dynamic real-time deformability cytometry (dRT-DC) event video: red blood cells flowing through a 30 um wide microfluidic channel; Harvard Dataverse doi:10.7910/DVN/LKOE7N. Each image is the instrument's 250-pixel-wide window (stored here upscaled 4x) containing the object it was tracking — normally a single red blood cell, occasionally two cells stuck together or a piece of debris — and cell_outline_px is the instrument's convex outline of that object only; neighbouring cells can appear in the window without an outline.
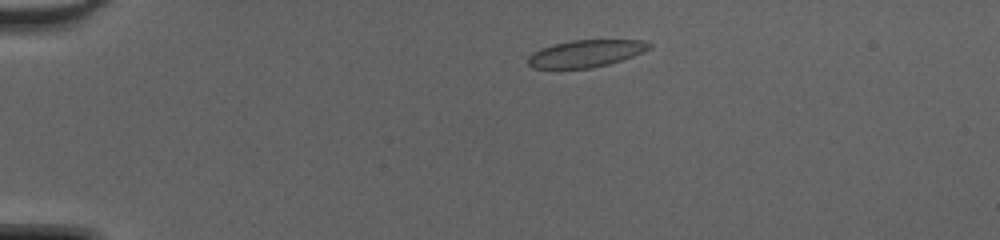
{"species": "common noctule bat (a hibernating species)", "species_latin": "Nyctalus noctula", "temperature_condition": "cold", "stored_images_in_passage": 39, "camera_frame_rate_fps": 3000, "um_per_image_px": 0.085, "animal": {"sex": "female", "body_mass_g": 20.0, "forearm_length_mm": 54.0}, "frame": {"image": 1, "passage_image": 1, "time_ms": 0.0, "image_size_px": [1000, 240], "cell_outline_px": [[652, 48], [644, 52], [608, 64], [592, 68], [532, 68], [528, 64], [528, 56], [532, 52], [540, 48], [572, 40], [640, 40], [652, 44]], "centroid_in_image_um": [49.79, 4.55], "position_along_channel_um": 35.2, "area_um2": 19.07}}
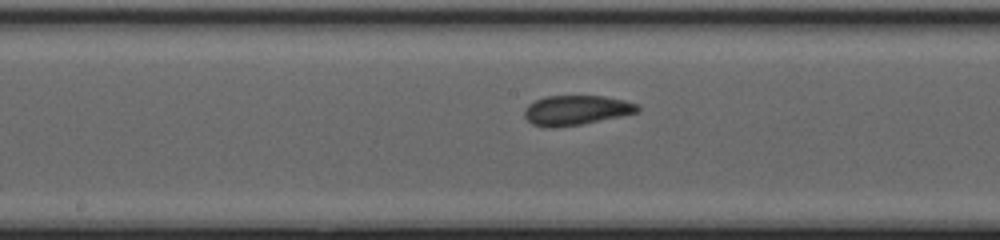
{"frame": {"image": 2, "passage_image": 17, "time_ms": 5.333, "image_size_px": [1000, 240], "cell_outline_px": [[640, 108], [636, 112], [620, 116], [580, 124], [548, 128], [544, 128], [532, 124], [524, 116], [524, 112], [528, 104], [544, 96], [604, 96], [624, 100], [636, 104]], "centroid_in_image_um": [48.92, 9.36], "position_along_channel_um": 199.3, "area_um2": 19.36}}
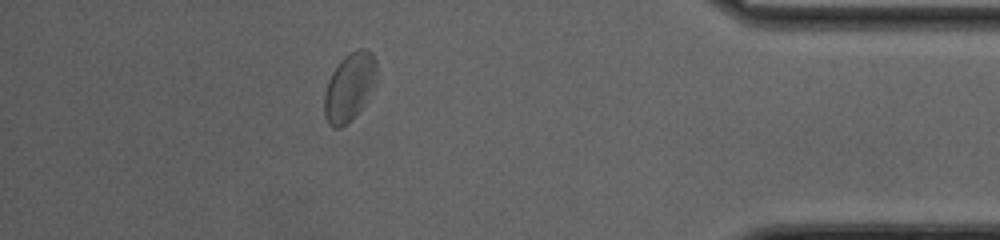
{"frame": {"image": 3, "passage_image": 34, "time_ms": 11.0, "image_size_px": [1000, 240], "cell_outline_px": [[376, 76], [364, 104], [340, 128], [332, 128], [328, 124], [324, 116], [324, 92], [328, 80], [332, 72], [340, 60], [344, 56], [360, 48], [364, 48], [372, 52], [376, 60]], "centroid_in_image_um": [29.66, 7.36], "position_along_channel_um": 405.5, "area_um2": 20.35}, "authors_computed_cell_mechanics": {"area_um2": 19.363, "velocity_mm_per_s": 4.2767, "shape_relaxation_time_tau1_ms": 3.994, "shape_relaxation_time_tau2_ms": 1.3493, "deformation_change_tau1": 0.0762, "deformation_change_tau2": 0.0736}}